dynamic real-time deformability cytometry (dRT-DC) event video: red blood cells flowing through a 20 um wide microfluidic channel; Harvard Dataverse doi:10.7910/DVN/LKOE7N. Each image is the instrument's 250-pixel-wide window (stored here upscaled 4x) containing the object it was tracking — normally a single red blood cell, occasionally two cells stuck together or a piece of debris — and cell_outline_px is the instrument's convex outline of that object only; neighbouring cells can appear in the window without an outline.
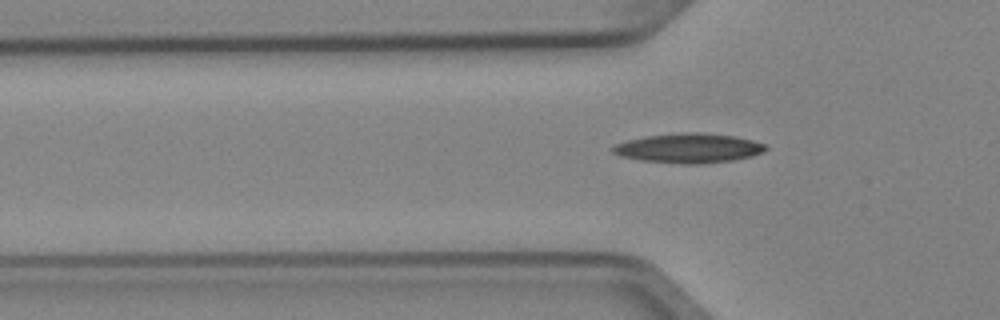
{"species": "Egyptian fruit bat (a non-hibernating species)", "species_latin": "Rousettus aegyptiacus", "temperature_condition": "cold", "stored_images_in_passage": 5, "camera_frame_rate_fps": 3000, "um_per_image_px": 0.085, "animal": {"sex": "female"}, "frame": {"image": 1, "passage_image": 5, "time_ms": 1.333, "image_size_px": [1000, 320], "cell_outline_px": [[768, 148], [764, 152], [752, 156], [732, 160], [704, 164], [680, 164], [640, 160], [620, 156], [612, 152], [612, 148], [616, 144], [628, 140], [648, 136], [688, 132], [700, 132], [732, 136], [752, 140], [764, 144]], "centroid_in_image_um": [58.55, 12.6], "position_along_channel_um": 67.2, "area_um2": 26.18}}